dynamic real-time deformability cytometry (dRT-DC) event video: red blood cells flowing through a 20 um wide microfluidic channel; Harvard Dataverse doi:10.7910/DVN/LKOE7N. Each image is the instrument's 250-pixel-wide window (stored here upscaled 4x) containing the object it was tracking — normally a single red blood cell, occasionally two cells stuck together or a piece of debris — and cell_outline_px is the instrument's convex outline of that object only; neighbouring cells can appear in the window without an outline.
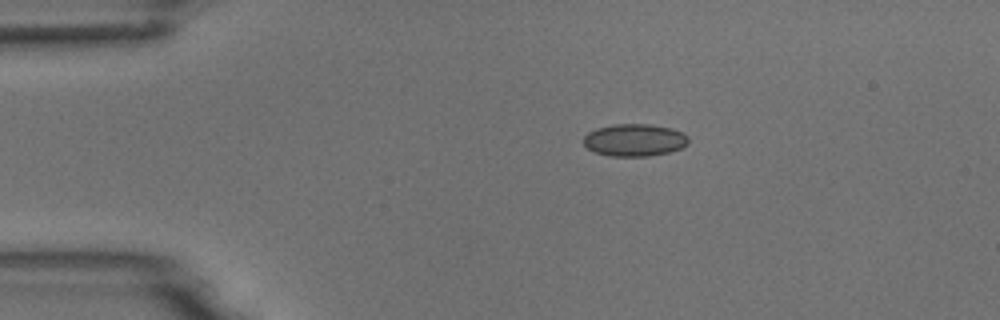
{"species": "common noctule bat (a hibernating species)", "species_latin": "Nyctalus noctula", "temperature_condition": "room temperature", "stored_images_in_passage": 6, "camera_frame_rate_fps": 3000, "um_per_image_px": 0.085, "animal": {"sex": "male", "body_mass_g": 18.8}, "frame": {"image": 1, "passage_image": 1, "time_ms": 0.0, "image_size_px": [1000, 320], "cell_outline_px": [[688, 144], [680, 148], [668, 152], [648, 156], [612, 156], [596, 152], [588, 148], [584, 144], [584, 136], [588, 132], [596, 128], [612, 124], [648, 124], [672, 128], [688, 136]], "centroid_in_image_um": [53.93, 11.89], "position_along_channel_um": 31.1, "area_um2": 19.65}}
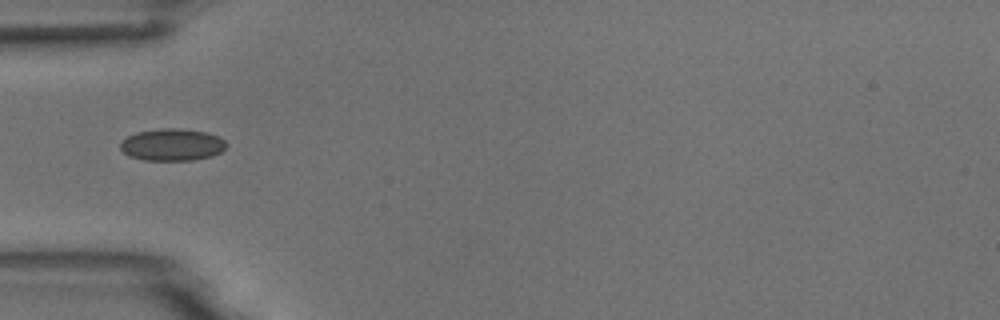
{"frame": {"image": 2, "passage_image": 3, "time_ms": 2.333, "image_size_px": [1000, 320], "cell_outline_px": [[228, 144], [220, 152], [212, 156], [192, 160], [144, 160], [128, 156], [120, 148], [120, 144], [128, 136], [136, 132], [160, 128], [180, 128], [208, 132], [224, 140]], "centroid_in_image_um": [14.63, 12.29], "position_along_channel_um": 70.4, "area_um2": 19.83}}